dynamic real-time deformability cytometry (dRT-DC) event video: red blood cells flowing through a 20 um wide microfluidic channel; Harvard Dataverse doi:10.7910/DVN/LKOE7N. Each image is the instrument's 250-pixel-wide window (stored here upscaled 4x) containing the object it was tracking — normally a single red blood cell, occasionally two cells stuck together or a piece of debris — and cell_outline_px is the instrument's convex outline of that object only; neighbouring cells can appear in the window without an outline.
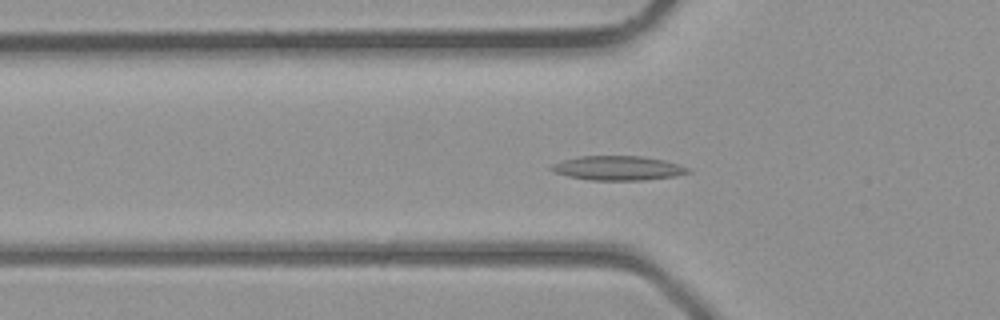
{"species": "common noctule bat (a hibernating species)", "species_latin": "Nyctalus noctula", "temperature_condition": "room temperature", "stored_images_in_passage": 30, "camera_frame_rate_fps": 3000, "um_per_image_px": 0.085, "animal": {"sex": "male", "body_mass_g": 23.1, "forearm_length_mm": 52.7}, "frame": {"image": 1, "passage_image": 3, "time_ms": 0.667, "image_size_px": [1000, 320], "cell_outline_px": [[692, 172], [676, 176], [644, 180], [588, 180], [568, 176], [552, 172], [548, 168], [552, 164], [564, 160], [580, 156], [640, 156], [664, 160], [692, 168]], "centroid_in_image_um": [52.54, 14.29], "position_along_channel_um": 73.3, "area_um2": 19.54}}
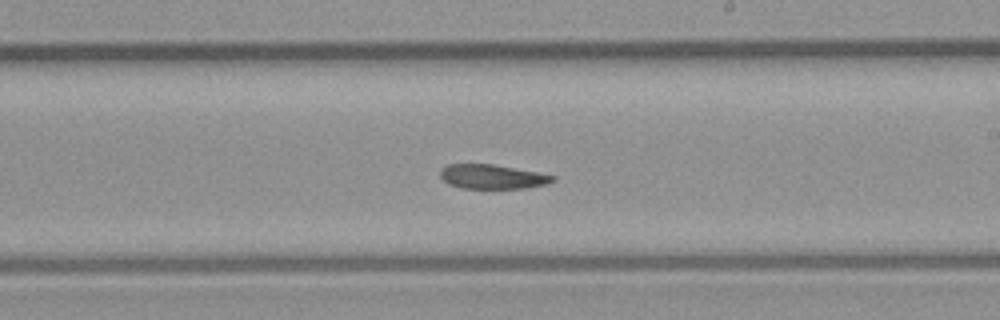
{"frame": {"image": 2, "passage_image": 13, "time_ms": 4.0, "image_size_px": [1000, 320], "cell_outline_px": [[556, 180], [548, 184], [524, 188], [464, 188], [448, 184], [440, 176], [440, 172], [448, 164], [492, 164], [536, 172], [556, 176]], "centroid_in_image_um": [41.87, 15.02], "position_along_channel_um": 247.1, "area_um2": 15.78}}
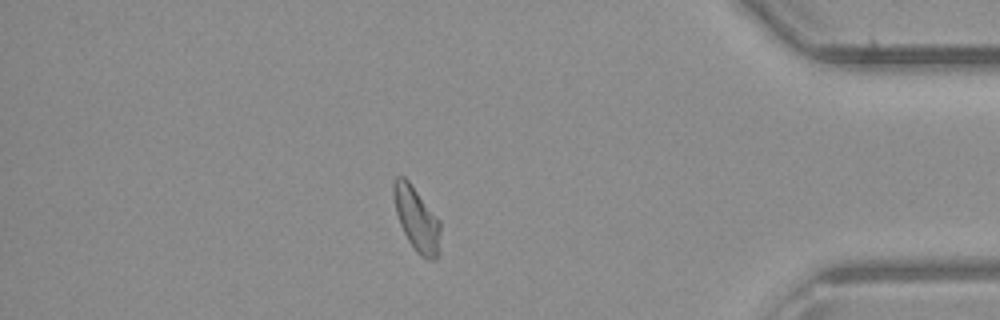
{"frame": {"image": 3, "passage_image": 24, "time_ms": 7.667, "image_size_px": [1000, 320], "cell_outline_px": [[440, 232], [436, 260], [428, 260], [420, 256], [416, 252], [408, 240], [400, 224], [396, 212], [392, 196], [392, 184], [396, 176], [404, 176], [408, 180], [440, 220]], "centroid_in_image_um": [35.39, 18.59], "position_along_channel_um": 399.8, "area_um2": 17.46}}